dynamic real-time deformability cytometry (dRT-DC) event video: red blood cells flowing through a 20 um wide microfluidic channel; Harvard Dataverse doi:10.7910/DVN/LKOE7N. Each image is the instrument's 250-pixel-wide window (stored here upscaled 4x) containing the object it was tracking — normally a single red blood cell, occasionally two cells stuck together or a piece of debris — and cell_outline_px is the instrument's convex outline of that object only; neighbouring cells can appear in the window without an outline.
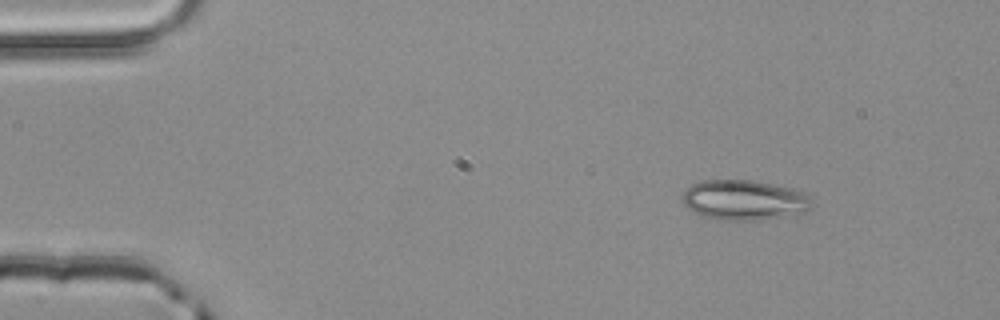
{"species": "common noctule bat (a hibernating species)", "species_latin": "Nyctalus noctula", "temperature_condition": "room temperature", "stored_images_in_passage": 3, "camera_frame_rate_fps": 3000, "um_per_image_px": 0.085, "animal": {"sex": "male", "body_mass_g": 20.4}, "frame": {"image": 1, "passage_image": 1, "time_ms": 0.0, "image_size_px": [1000, 320], "cell_outline_px": [[808, 212], [760, 220], [724, 220], [704, 216], [688, 208], [684, 204], [684, 192], [692, 184], [704, 180], [752, 180], [772, 184], [804, 192], [808, 196]], "centroid_in_image_um": [63.24, 17.0], "position_along_channel_um": 21.8, "area_um2": 29.65}}
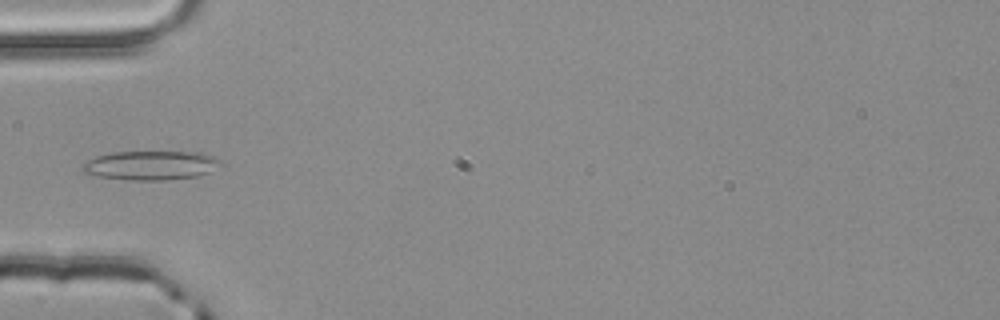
{"frame": {"image": 2, "passage_image": 3, "time_ms": 0.667, "image_size_px": [1000, 320], "cell_outline_px": [[224, 164], [208, 172], [196, 176], [168, 180], [128, 180], [100, 176], [84, 172], [80, 168], [88, 160], [96, 156], [112, 152], [200, 152], [212, 156], [220, 160]], "centroid_in_image_um": [12.84, 14.05], "position_along_channel_um": 72.2, "area_um2": 23.35}}